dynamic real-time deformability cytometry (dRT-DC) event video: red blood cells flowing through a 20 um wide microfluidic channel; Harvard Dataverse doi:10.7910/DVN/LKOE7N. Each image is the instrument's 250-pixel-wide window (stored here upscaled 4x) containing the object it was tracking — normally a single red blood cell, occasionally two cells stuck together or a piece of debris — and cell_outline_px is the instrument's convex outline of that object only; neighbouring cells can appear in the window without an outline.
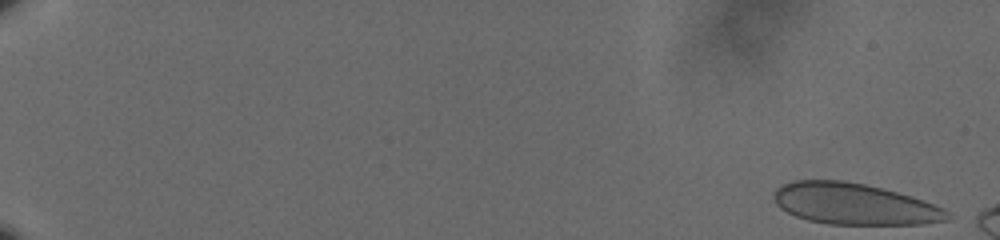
{"species": "human", "species_latin": "Homo sapiens", "temperature_condition": "cold", "stored_images_in_passage": 16, "camera_frame_rate_fps": 3000, "um_per_image_px": 0.085, "donor": {"sex": "male"}, "frame": {"image": 1, "passage_image": 1, "time_ms": 0.0, "image_size_px": [1000, 240], "cell_outline_px": [[952, 216], [948, 220], [924, 224], [828, 224], [808, 220], [796, 216], [780, 208], [776, 204], [772, 196], [776, 188], [780, 184], [796, 180], [844, 180], [864, 184], [912, 196], [924, 200], [944, 208]], "centroid_in_image_um": [72.6, 17.33], "position_along_channel_um": 12.4, "area_um2": 41.91}}